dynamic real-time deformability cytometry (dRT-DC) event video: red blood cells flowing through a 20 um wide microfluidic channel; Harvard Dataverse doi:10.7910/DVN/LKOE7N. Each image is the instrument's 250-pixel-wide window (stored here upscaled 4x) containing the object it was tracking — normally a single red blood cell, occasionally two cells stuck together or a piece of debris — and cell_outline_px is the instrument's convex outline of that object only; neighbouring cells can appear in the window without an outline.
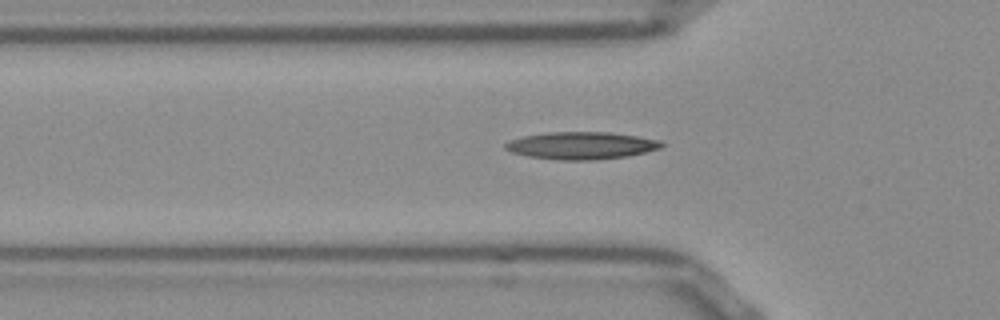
{"species": "Egyptian fruit bat (a non-hibernating species)", "species_latin": "Rousettus aegyptiacus", "temperature_condition": "room temperature", "stored_images_in_passage": 45, "camera_frame_rate_fps": 3000, "um_per_image_px": 0.085, "frame": {"image": 1, "passage_image": 15, "time_ms": 4.667, "image_size_px": [1000, 320], "cell_outline_px": [[664, 144], [660, 148], [628, 156], [592, 160], [556, 160], [528, 156], [512, 152], [504, 148], [504, 144], [508, 140], [524, 136], [548, 132], [608, 132], [636, 136], [660, 140]], "centroid_in_image_um": [49.38, 12.37], "position_along_channel_um": 76.4, "area_um2": 24.85}}
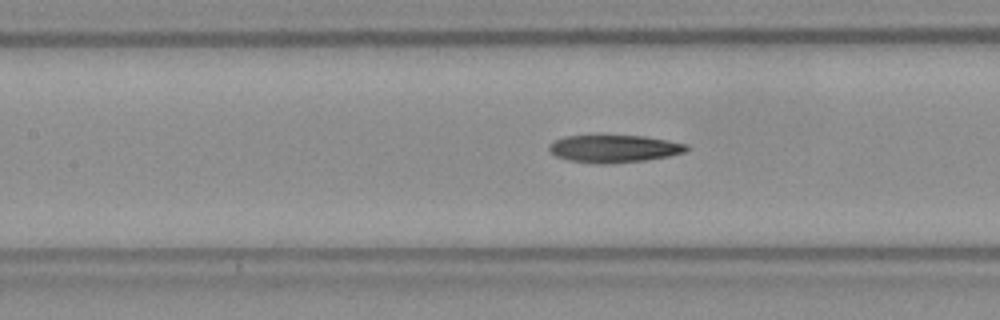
{"frame": {"image": 2, "passage_image": 21, "time_ms": 6.667, "image_size_px": [1000, 320], "cell_outline_px": [[688, 148], [684, 152], [668, 156], [644, 160], [612, 164], [596, 164], [568, 160], [556, 156], [548, 148], [556, 140], [564, 136], [644, 136], [668, 140], [688, 144]], "centroid_in_image_um": [52.21, 12.65], "position_along_channel_um": 155.2, "area_um2": 21.85}}
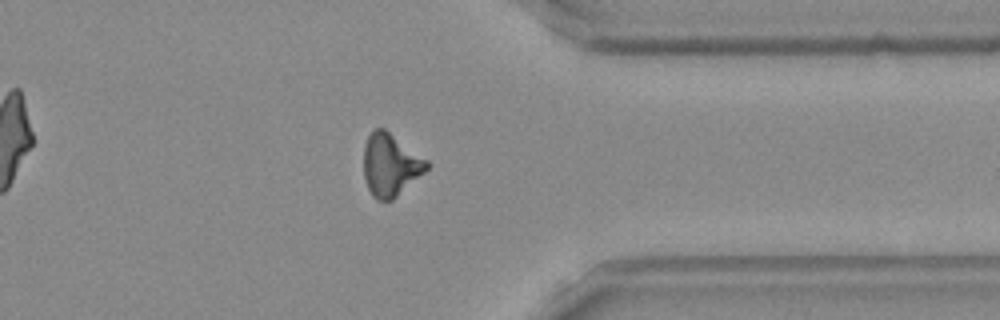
{"frame": {"image": 3, "passage_image": 39, "time_ms": 12.667, "image_size_px": [1000, 320], "cell_outline_px": [[432, 164], [424, 172], [392, 200], [376, 200], [372, 196], [368, 188], [364, 176], [364, 144], [368, 136], [376, 128], [384, 128], [428, 160]], "centroid_in_image_um": [33.19, 14.01], "position_along_channel_um": 378.2, "area_um2": 22.83}, "authors_computed_cell_mechanics": {"area_um2": 22.1952, "velocity_mm_per_s": 3.8685, "shape_relaxation_time_tau1_ms": null, "shape_relaxation_time_tau2_ms": 7.6826, "deformation_change_tau1": null, "deformation_change_tau2": 0.2055}}